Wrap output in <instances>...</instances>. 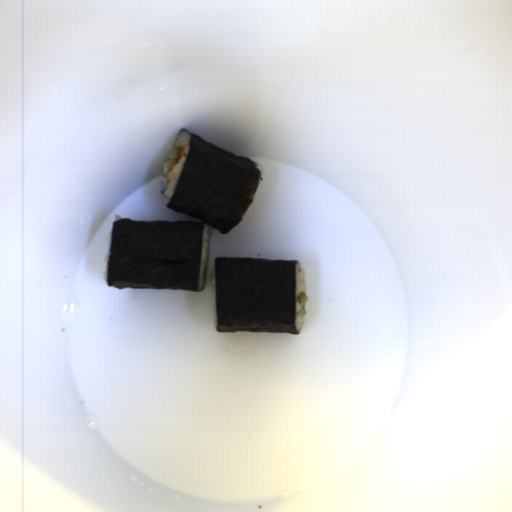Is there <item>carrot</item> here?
<instances>
[{"mask_svg":"<svg viewBox=\"0 0 512 512\" xmlns=\"http://www.w3.org/2000/svg\"><path fill=\"white\" fill-rule=\"evenodd\" d=\"M179 150L178 152H176V156H177V159H180L181 157H186V152H185V148L182 146V147H178Z\"/></svg>","mask_w":512,"mask_h":512,"instance_id":"carrot-1","label":"carrot"},{"mask_svg":"<svg viewBox=\"0 0 512 512\" xmlns=\"http://www.w3.org/2000/svg\"><path fill=\"white\" fill-rule=\"evenodd\" d=\"M169 171H170V172L174 171V167H173V166H170V167H169Z\"/></svg>","mask_w":512,"mask_h":512,"instance_id":"carrot-2","label":"carrot"},{"mask_svg":"<svg viewBox=\"0 0 512 512\" xmlns=\"http://www.w3.org/2000/svg\"><path fill=\"white\" fill-rule=\"evenodd\" d=\"M302 293H303V298L307 296L305 291H303Z\"/></svg>","mask_w":512,"mask_h":512,"instance_id":"carrot-3","label":"carrot"}]
</instances>
